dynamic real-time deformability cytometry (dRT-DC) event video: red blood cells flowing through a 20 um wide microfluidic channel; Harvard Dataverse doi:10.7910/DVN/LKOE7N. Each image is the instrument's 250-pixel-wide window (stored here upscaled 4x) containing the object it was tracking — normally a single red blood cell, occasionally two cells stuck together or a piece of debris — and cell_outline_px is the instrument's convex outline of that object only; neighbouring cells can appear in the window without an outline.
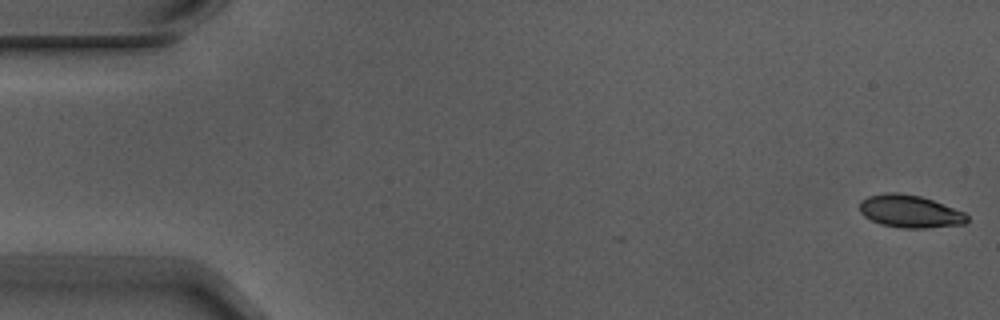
{"species": "Egyptian fruit bat (a non-hibernating species)", "species_latin": "Rousettus aegyptiacus", "temperature_condition": "warm", "stored_images_in_passage": 5, "camera_frame_rate_fps": 3000, "um_per_image_px": 0.085, "animal": {"sex": "male"}, "frame": {"image": 1, "passage_image": 1, "time_ms": 0.0, "image_size_px": [1000, 320], "cell_outline_px": [[968, 220], [964, 224], [924, 228], [904, 228], [880, 224], [864, 216], [860, 212], [860, 200], [868, 196], [888, 192], [900, 192], [920, 196], [932, 200], [964, 212], [968, 216]], "centroid_in_image_um": [77.32, 17.96], "position_along_channel_um": 7.7, "area_um2": 20.35}}
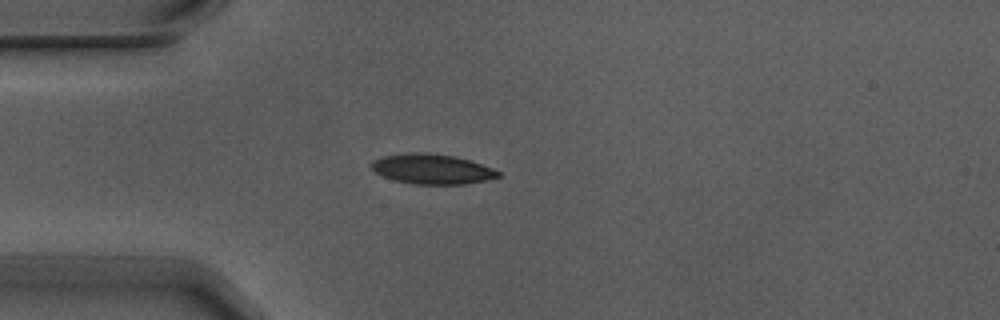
{"frame": {"image": 2, "passage_image": 4, "time_ms": 1.0, "image_size_px": [1000, 320], "cell_outline_px": [[500, 176], [488, 180], [464, 184], [416, 184], [396, 180], [384, 176], [376, 172], [372, 168], [372, 160], [384, 156], [416, 152], [420, 152], [456, 156], [492, 168], [500, 172]], "centroid_in_image_um": [36.75, 14.37], "position_along_channel_um": 48.3, "area_um2": 21.79}}